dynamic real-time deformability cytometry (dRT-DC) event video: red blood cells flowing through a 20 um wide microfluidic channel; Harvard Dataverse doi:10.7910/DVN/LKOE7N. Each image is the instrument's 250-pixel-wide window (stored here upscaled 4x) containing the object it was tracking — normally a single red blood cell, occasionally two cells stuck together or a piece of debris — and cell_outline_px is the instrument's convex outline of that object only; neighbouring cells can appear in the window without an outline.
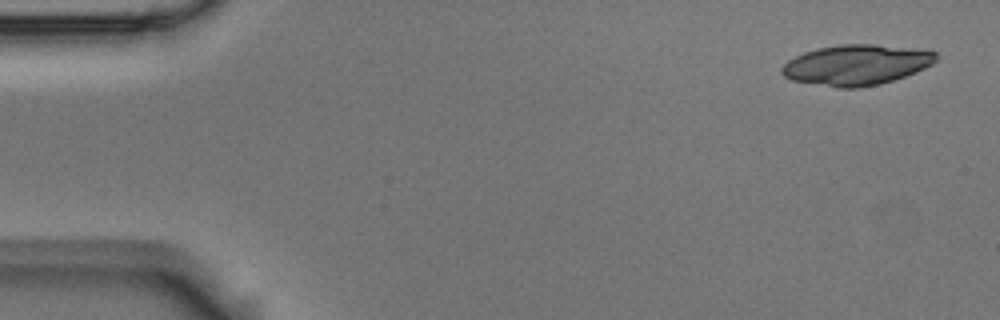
{"species": "Egyptian fruit bat (a non-hibernating species)", "species_latin": "Rousettus aegyptiacus", "temperature_condition": "room temperature", "stored_images_in_passage": 4, "camera_frame_rate_fps": 3000, "um_per_image_px": 0.085, "animal": {"sex": "male"}, "frame": {"image": 1, "passage_image": 1, "time_ms": 0.0, "image_size_px": [1000, 320], "cell_outline_px": [[936, 60], [932, 64], [916, 72], [880, 84], [856, 88], [836, 88], [792, 80], [784, 76], [780, 72], [780, 68], [788, 60], [804, 52], [816, 48], [840, 44], [872, 44], [936, 52]], "centroid_in_image_um": [72.72, 5.53], "position_along_channel_um": 12.3, "area_um2": 36.07}}